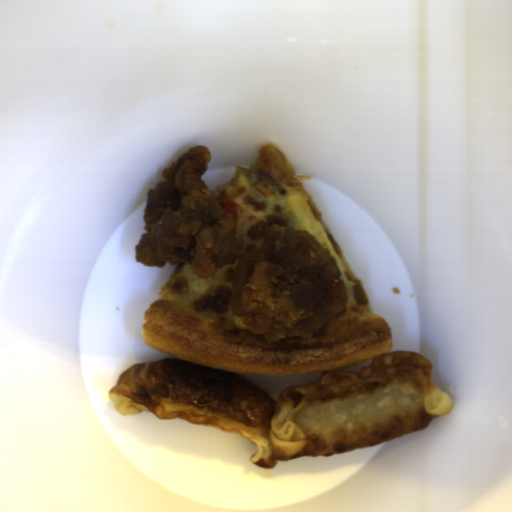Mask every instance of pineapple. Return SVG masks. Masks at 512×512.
<instances>
[{
	"instance_id": "2ff11189",
	"label": "pineapple",
	"mask_w": 512,
	"mask_h": 512,
	"mask_svg": "<svg viewBox=\"0 0 512 512\" xmlns=\"http://www.w3.org/2000/svg\"><path fill=\"white\" fill-rule=\"evenodd\" d=\"M286 202L304 231L311 235L322 248L327 249L332 261L338 265L340 261L306 198L299 194L291 196Z\"/></svg>"
}]
</instances>
